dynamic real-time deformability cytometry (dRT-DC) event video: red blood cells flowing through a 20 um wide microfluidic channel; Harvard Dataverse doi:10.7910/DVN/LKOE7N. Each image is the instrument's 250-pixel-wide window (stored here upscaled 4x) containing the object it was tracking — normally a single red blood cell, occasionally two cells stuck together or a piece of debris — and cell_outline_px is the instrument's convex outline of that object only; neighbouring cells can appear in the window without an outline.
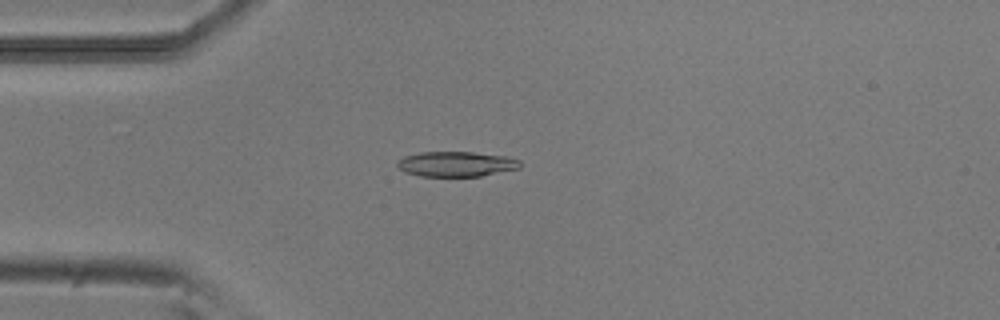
{"species": "common noctule bat (a hibernating species)", "species_latin": "Nyctalus noctula", "temperature_condition": "room temperature", "stored_images_in_passage": 50, "camera_frame_rate_fps": 3000, "um_per_image_px": 0.085, "animal": {"sex": "male", "body_mass_g": 20.5, "forearm_length_mm": 52.5}, "frame": {"image": 1, "passage_image": 12, "time_ms": 3.667, "image_size_px": [1000, 320], "cell_outline_px": [[520, 168], [480, 176], [420, 176], [408, 172], [400, 168], [396, 164], [396, 160], [404, 156], [420, 152], [472, 152], [504, 156], [520, 160]], "centroid_in_image_um": [38.76, 13.93], "position_along_channel_um": 46.2, "area_um2": 17.8}}
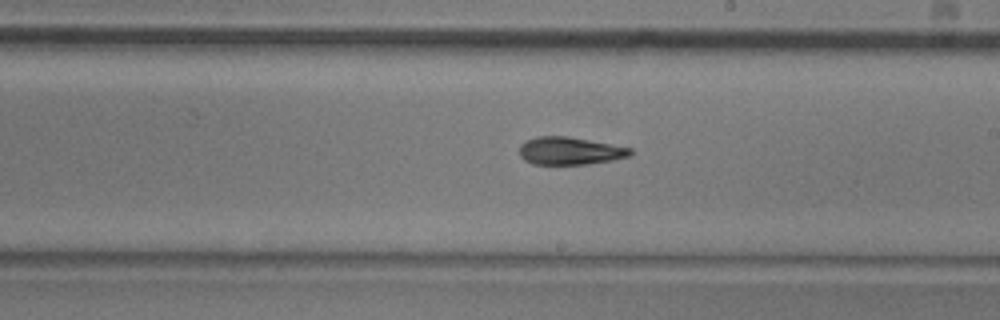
{"frame": {"image": 2, "passage_image": 28, "time_ms": 9.0, "image_size_px": [1000, 320], "cell_outline_px": [[632, 152], [628, 156], [612, 160], [584, 164], [532, 164], [524, 160], [520, 156], [520, 144], [536, 136], [568, 136], [632, 148]], "centroid_in_image_um": [48.41, 12.82], "position_along_channel_um": 240.6, "area_um2": 17.74}}
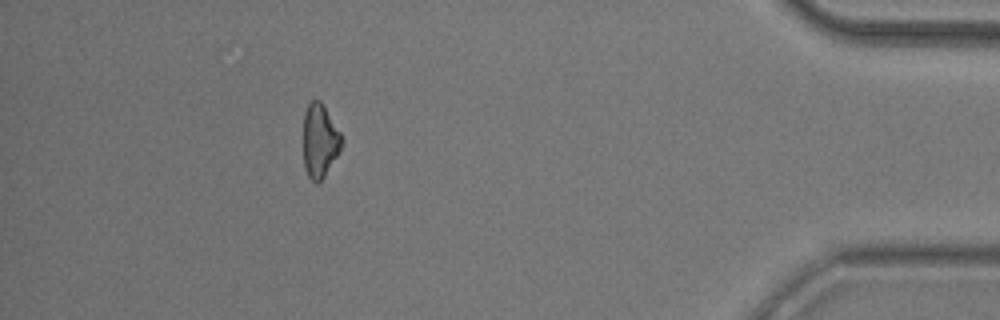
{"frame": {"image": 3, "passage_image": 45, "time_ms": 14.667, "image_size_px": [1000, 320], "cell_outline_px": [[344, 140], [336, 156], [324, 176], [316, 184], [308, 176], [304, 168], [304, 112], [308, 104], [312, 100], [320, 100], [324, 104], [340, 132]], "centroid_in_image_um": [27.18, 11.93], "position_along_channel_um": 408.0, "area_um2": 16.36}, "authors_computed_cell_mechanics": {"area_um2": 18.1781, "velocity_mm_per_s": 3.8962, "shape_relaxation_time_tau1_ms": 4.2126, "shape_relaxation_time_tau2_ms": 5.8211, "deformation_change_tau1": 0.1418, "deformation_change_tau2": 0.1431}}